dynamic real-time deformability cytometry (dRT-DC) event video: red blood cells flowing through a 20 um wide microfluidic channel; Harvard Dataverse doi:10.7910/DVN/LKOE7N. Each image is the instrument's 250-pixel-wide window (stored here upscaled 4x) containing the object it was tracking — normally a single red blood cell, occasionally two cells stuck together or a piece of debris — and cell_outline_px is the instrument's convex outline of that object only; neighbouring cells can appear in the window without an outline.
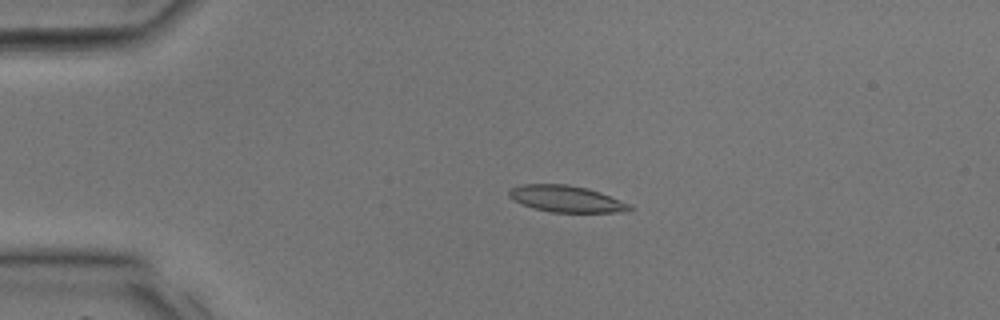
{"species": "common noctule bat (a hibernating species)", "species_latin": "Nyctalus noctula", "temperature_condition": "room temperature", "stored_images_in_passage": 29, "camera_frame_rate_fps": 3000, "um_per_image_px": 0.085, "animal": {"sex": "male", "body_mass_g": 17.9, "forearm_length_mm": 54.2}, "frame": {"image": 1, "passage_image": 1, "time_ms": 0.0, "image_size_px": [1000, 320], "cell_outline_px": [[636, 208], [628, 212], [552, 212], [536, 208], [512, 200], [508, 196], [508, 192], [512, 188], [520, 184], [568, 184], [588, 188], [600, 192], [632, 204]], "centroid_in_image_um": [48.2, 16.9], "position_along_channel_um": 36.8, "area_um2": 18.79}}
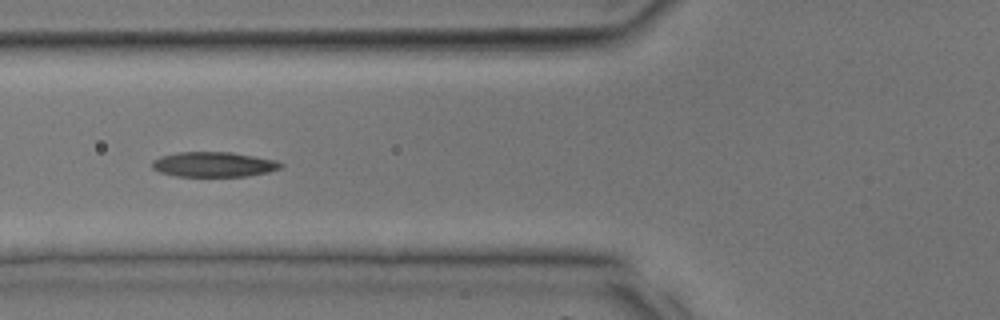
{"frame": {"image": 2, "passage_image": 7, "time_ms": 2.0, "image_size_px": [1000, 320], "cell_outline_px": [[284, 164], [280, 168], [268, 172], [248, 176], [176, 176], [160, 172], [152, 168], [152, 160], [160, 156], [180, 152], [232, 152], [276, 160]], "centroid_in_image_um": [18.16, 13.97], "position_along_channel_um": 107.6, "area_um2": 18.73}}
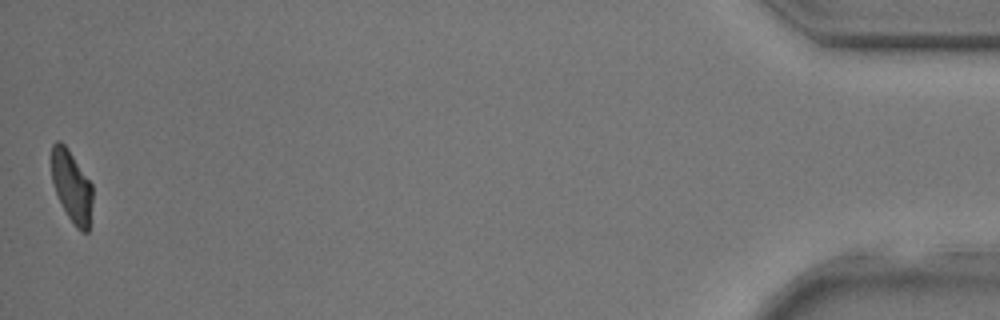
{"frame": {"image": 3, "passage_image": 29, "time_ms": 9.333, "image_size_px": [1000, 320], "cell_outline_px": [[92, 200], [88, 232], [80, 232], [76, 228], [68, 216], [56, 192], [52, 180], [52, 144], [56, 140], [60, 140], [68, 148], [92, 184]], "centroid_in_image_um": [6.1, 15.83], "position_along_channel_um": 429.1, "area_um2": 16.94}}